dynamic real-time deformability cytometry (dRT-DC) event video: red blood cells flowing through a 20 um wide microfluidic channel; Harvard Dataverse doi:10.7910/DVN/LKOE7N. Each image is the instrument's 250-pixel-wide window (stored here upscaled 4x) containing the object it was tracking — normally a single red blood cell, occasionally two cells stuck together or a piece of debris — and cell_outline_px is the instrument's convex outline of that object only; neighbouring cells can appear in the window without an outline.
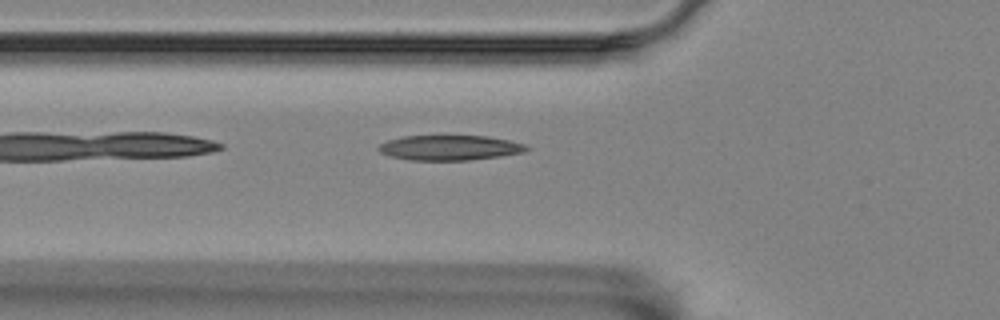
{"species": "Egyptian fruit bat (a non-hibernating species)", "species_latin": "Rousettus aegyptiacus", "temperature_condition": "room temperature", "stored_images_in_passage": 5, "camera_frame_rate_fps": 3000, "um_per_image_px": 0.085, "animal": {"sex": "female"}, "frame": {"image": 1, "passage_image": 5, "time_ms": 1.333, "image_size_px": [1000, 320], "cell_outline_px": [[528, 148], [524, 152], [500, 156], [468, 160], [408, 160], [388, 156], [380, 152], [376, 148], [380, 144], [388, 140], [404, 136], [488, 136], [508, 140], [524, 144]], "centroid_in_image_um": [38.17, 12.56], "position_along_channel_um": 87.6, "area_um2": 21.5}}